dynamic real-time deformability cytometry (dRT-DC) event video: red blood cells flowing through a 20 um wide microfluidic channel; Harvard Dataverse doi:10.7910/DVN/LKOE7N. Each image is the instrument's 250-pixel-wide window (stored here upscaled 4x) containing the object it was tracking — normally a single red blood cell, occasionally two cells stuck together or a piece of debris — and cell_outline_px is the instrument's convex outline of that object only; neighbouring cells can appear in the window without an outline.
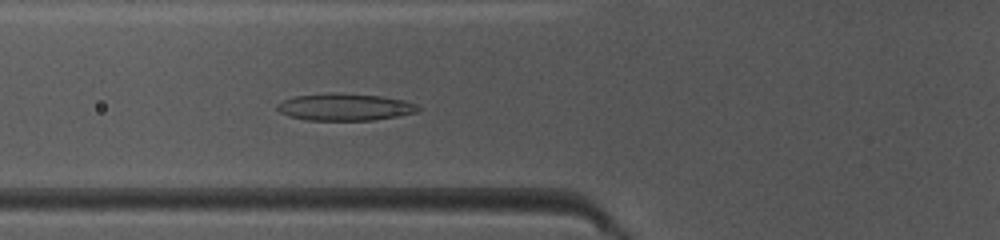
{"species": "common noctule bat (a hibernating species)", "species_latin": "Nyctalus noctula", "temperature_condition": "warm", "stored_images_in_passage": 37, "camera_frame_rate_fps": 3000, "um_per_image_px": 0.085, "animal": {"sex": "female", "body_mass_g": 10.0, "forearm_length_mm": 53.1}, "frame": {"image": 1, "passage_image": 7, "time_ms": 2.0, "image_size_px": [1000, 240], "cell_outline_px": [[420, 108], [416, 112], [400, 116], [372, 120], [304, 120], [288, 116], [280, 112], [276, 108], [276, 104], [292, 96], [380, 96], [404, 100], [416, 104]], "centroid_in_image_um": [29.33, 9.16], "position_along_channel_um": 96.5, "area_um2": 21.1}}
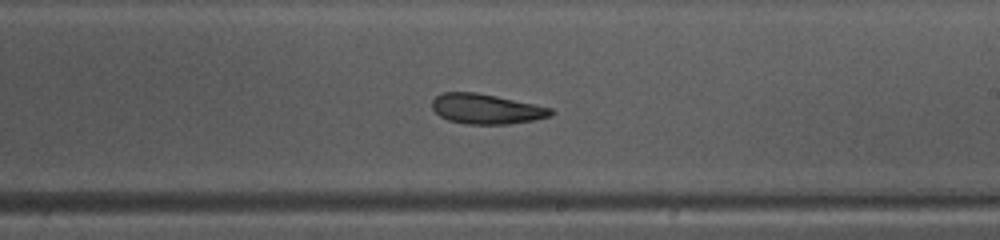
{"frame": {"image": 2, "passage_image": 18, "time_ms": 5.667, "image_size_px": [1000, 240], "cell_outline_px": [[556, 112], [552, 116], [532, 120], [508, 124], [468, 124], [448, 120], [440, 116], [432, 108], [432, 100], [436, 96], [444, 92], [476, 92], [496, 96], [552, 108]], "centroid_in_image_um": [41.34, 9.26], "position_along_channel_um": 247.7, "area_um2": 20.69}}
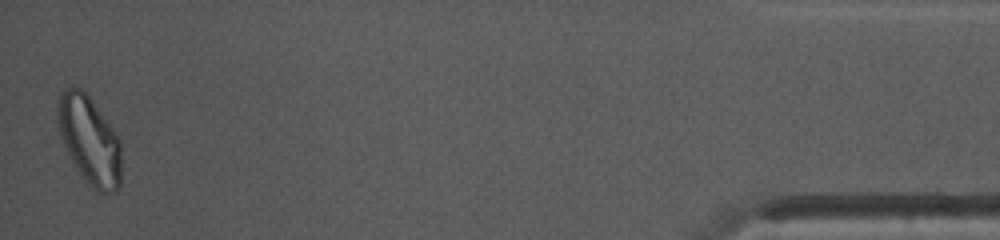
{"frame": {"image": 3, "passage_image": 37, "time_ms": 12.0, "image_size_px": [1000, 240], "cell_outline_px": [[120, 184], [112, 192], [96, 192], [88, 184], [72, 160], [60, 136], [56, 112], [56, 108], [60, 96], [64, 88], [80, 88], [88, 96], [116, 132], [120, 140]], "centroid_in_image_um": [7.6, 11.91], "position_along_channel_um": 427.6, "area_um2": 32.14}, "authors_computed_cell_mechanics": {"area_um2": 21.8484, "velocity_mm_per_s": 4.108, "shape_relaxation_time_tau1_ms": 4.4568, "shape_relaxation_time_tau2_ms": 2.2953, "deformation_change_tau1": 0.1532, "deformation_change_tau2": 0.0982}}